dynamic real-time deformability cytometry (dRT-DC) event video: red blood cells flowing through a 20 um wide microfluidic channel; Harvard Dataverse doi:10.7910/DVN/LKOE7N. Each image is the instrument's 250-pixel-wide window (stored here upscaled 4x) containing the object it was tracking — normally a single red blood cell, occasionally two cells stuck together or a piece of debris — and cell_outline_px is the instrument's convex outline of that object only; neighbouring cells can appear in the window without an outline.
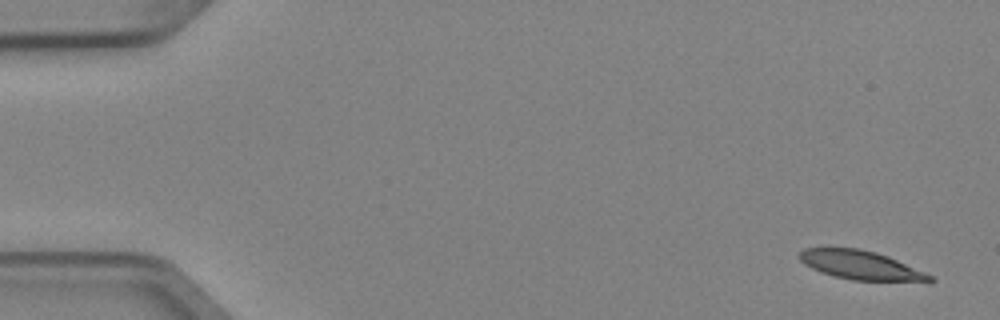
{"species": "Egyptian fruit bat (a non-hibernating species)", "species_latin": "Rousettus aegyptiacus", "temperature_condition": "cold", "stored_images_in_passage": 6, "camera_frame_rate_fps": 3000, "um_per_image_px": 0.085, "animal": {"sex": "female"}, "frame": {"image": 1, "passage_image": 1, "time_ms": 0.0, "image_size_px": [1000, 320], "cell_outline_px": [[936, 280], [932, 284], [852, 280], [836, 276], [812, 268], [804, 264], [800, 260], [800, 252], [804, 248], [860, 248], [876, 252], [888, 256], [924, 272], [932, 276]], "centroid_in_image_um": [73.31, 22.58], "position_along_channel_um": 11.7, "area_um2": 22.37}}
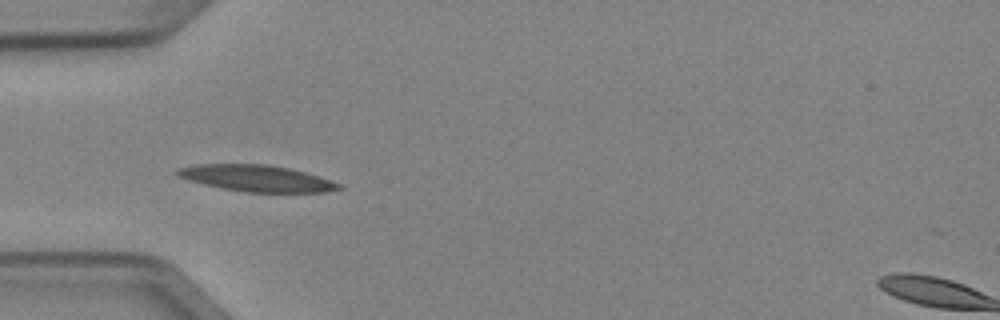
{"frame": {"image": 2, "passage_image": 5, "time_ms": 1.333, "image_size_px": [1000, 320], "cell_outline_px": [[344, 188], [324, 192], [244, 192], [204, 184], [188, 180], [180, 176], [176, 172], [176, 168], [196, 164], [268, 164], [288, 168], [320, 176], [340, 184]], "centroid_in_image_um": [21.82, 15.15], "position_along_channel_um": 63.2, "area_um2": 24.68}}
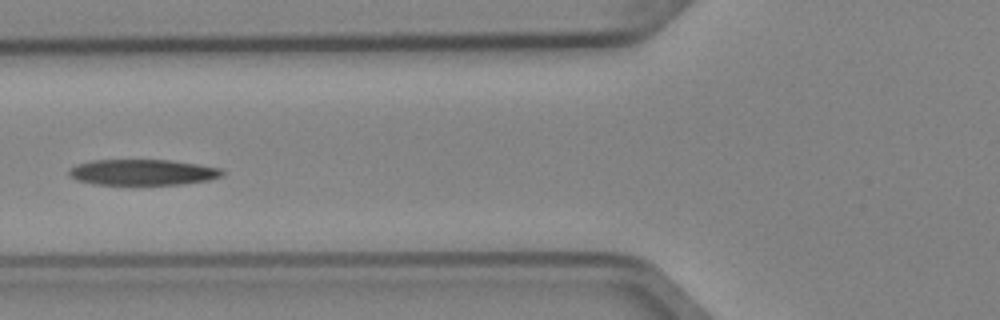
{"frame": {"image": 3, "passage_image": 6, "time_ms": 1.667, "image_size_px": [1000, 320], "cell_outline_px": [[224, 176], [208, 180], [184, 184], [92, 184], [76, 180], [68, 176], [68, 168], [76, 164], [92, 160], [172, 160], [220, 168], [224, 172]], "centroid_in_image_um": [12.08, 14.64], "position_along_channel_um": 113.7, "area_um2": 23.18}}